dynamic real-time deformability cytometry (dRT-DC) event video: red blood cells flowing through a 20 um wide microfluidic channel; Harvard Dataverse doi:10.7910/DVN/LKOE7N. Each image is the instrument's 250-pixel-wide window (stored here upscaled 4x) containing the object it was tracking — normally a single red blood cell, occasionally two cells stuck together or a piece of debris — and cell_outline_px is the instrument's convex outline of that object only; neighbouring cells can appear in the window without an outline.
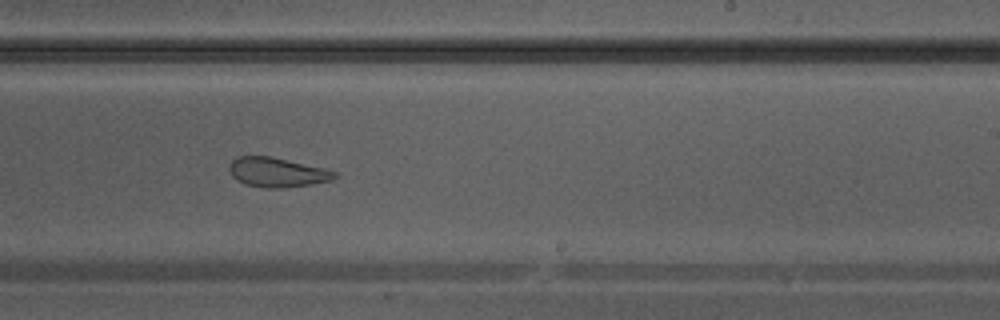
{"species": "Egyptian fruit bat (a non-hibernating species)", "species_latin": "Rousettus aegyptiacus", "temperature_condition": "warm", "stored_images_in_passage": 36, "camera_frame_rate_fps": 3000, "um_per_image_px": 0.085, "animal": {"sex": "male"}, "frame": {"image": 1, "passage_image": 21, "time_ms": 6.667, "image_size_px": [1000, 320], "cell_outline_px": [[336, 176], [332, 180], [312, 184], [280, 188], [268, 188], [244, 184], [236, 180], [232, 176], [228, 168], [232, 160], [240, 156], [272, 156], [324, 168], [336, 172]], "centroid_in_image_um": [23.53, 14.64], "position_along_channel_um": 265.5, "area_um2": 18.09}}